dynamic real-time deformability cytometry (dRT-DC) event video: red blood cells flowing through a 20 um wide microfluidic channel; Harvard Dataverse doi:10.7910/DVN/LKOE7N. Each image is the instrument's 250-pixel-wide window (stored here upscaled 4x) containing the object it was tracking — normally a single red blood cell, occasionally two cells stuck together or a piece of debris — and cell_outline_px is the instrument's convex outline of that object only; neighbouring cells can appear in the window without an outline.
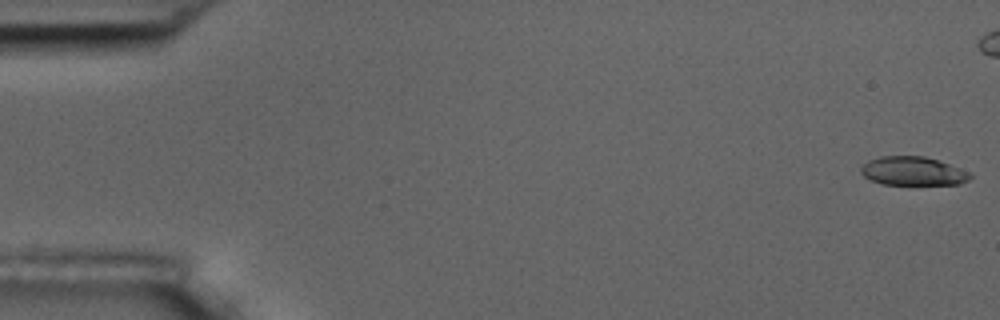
{"species": "common noctule bat (a hibernating species)", "species_latin": "Nyctalus noctula", "temperature_condition": "room temperature", "stored_images_in_passage": 5, "camera_frame_rate_fps": 3000, "um_per_image_px": 0.085, "animal": {"sex": "male", "body_mass_g": 17.5, "forearm_length_mm": 52.3}, "frame": {"image": 1, "passage_image": 1, "time_ms": 0.0, "image_size_px": [1000, 320], "cell_outline_px": [[972, 176], [968, 180], [960, 184], [884, 184], [872, 180], [864, 176], [860, 172], [860, 168], [868, 160], [880, 156], [924, 156], [972, 172]], "centroid_in_image_um": [77.6, 14.54], "position_along_channel_um": 7.4, "area_um2": 18.15}}